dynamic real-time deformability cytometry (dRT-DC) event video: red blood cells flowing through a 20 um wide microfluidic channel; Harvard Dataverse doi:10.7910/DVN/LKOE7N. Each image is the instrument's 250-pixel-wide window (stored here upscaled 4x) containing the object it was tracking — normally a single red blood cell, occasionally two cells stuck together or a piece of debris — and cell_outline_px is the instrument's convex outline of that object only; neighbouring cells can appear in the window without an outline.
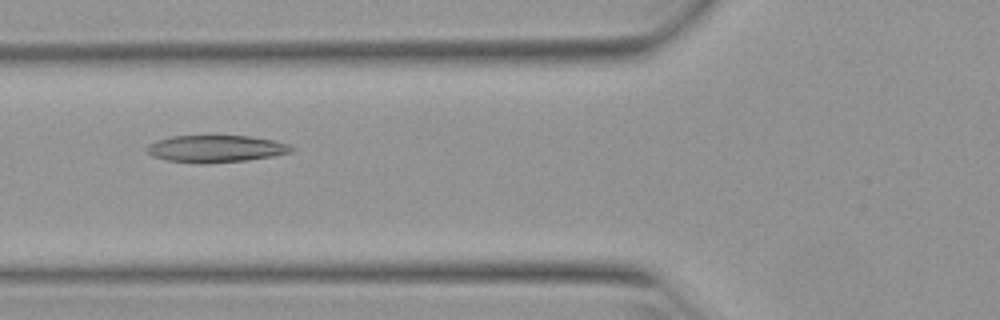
{"species": "Egyptian fruit bat (a non-hibernating species)", "species_latin": "Rousettus aegyptiacus", "temperature_condition": "warm", "stored_images_in_passage": 12, "camera_frame_rate_fps": 3000, "um_per_image_px": 0.085, "animal": {"sex": "female"}, "frame": {"image": 1, "passage_image": 6, "time_ms": 1.667, "image_size_px": [1000, 320], "cell_outline_px": [[296, 148], [292, 152], [272, 156], [248, 160], [208, 164], [196, 164], [168, 160], [152, 156], [144, 148], [148, 144], [156, 140], [172, 136], [248, 136], [272, 140], [288, 144]], "centroid_in_image_um": [18.32, 12.65], "position_along_channel_um": 107.5, "area_um2": 23.0}}